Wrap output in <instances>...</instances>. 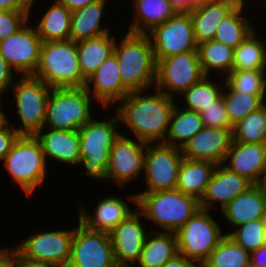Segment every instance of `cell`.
<instances>
[{"instance_id": "1", "label": "cell", "mask_w": 266, "mask_h": 267, "mask_svg": "<svg viewBox=\"0 0 266 267\" xmlns=\"http://www.w3.org/2000/svg\"><path fill=\"white\" fill-rule=\"evenodd\" d=\"M153 92H149V91ZM152 93V94H151ZM176 99L156 85L129 92L115 106L120 124L145 143H165Z\"/></svg>"}, {"instance_id": "2", "label": "cell", "mask_w": 266, "mask_h": 267, "mask_svg": "<svg viewBox=\"0 0 266 267\" xmlns=\"http://www.w3.org/2000/svg\"><path fill=\"white\" fill-rule=\"evenodd\" d=\"M125 32L114 47L123 87L132 92L155 85L157 61L149 35Z\"/></svg>"}, {"instance_id": "3", "label": "cell", "mask_w": 266, "mask_h": 267, "mask_svg": "<svg viewBox=\"0 0 266 267\" xmlns=\"http://www.w3.org/2000/svg\"><path fill=\"white\" fill-rule=\"evenodd\" d=\"M137 208L144 219L154 223L153 231L175 232L181 228L199 209V200L178 189L140 192ZM159 228H158V227Z\"/></svg>"}, {"instance_id": "4", "label": "cell", "mask_w": 266, "mask_h": 267, "mask_svg": "<svg viewBox=\"0 0 266 267\" xmlns=\"http://www.w3.org/2000/svg\"><path fill=\"white\" fill-rule=\"evenodd\" d=\"M117 113L108 119L97 120L93 117L78 130L81 159L78 164L83 165L86 175L98 184L107 181L106 167L109 161L110 149L115 140L122 133ZM117 127V128H116ZM100 180V181H99Z\"/></svg>"}, {"instance_id": "5", "label": "cell", "mask_w": 266, "mask_h": 267, "mask_svg": "<svg viewBox=\"0 0 266 267\" xmlns=\"http://www.w3.org/2000/svg\"><path fill=\"white\" fill-rule=\"evenodd\" d=\"M52 89L84 87L76 42L56 40L42 42L38 67L33 75Z\"/></svg>"}, {"instance_id": "6", "label": "cell", "mask_w": 266, "mask_h": 267, "mask_svg": "<svg viewBox=\"0 0 266 267\" xmlns=\"http://www.w3.org/2000/svg\"><path fill=\"white\" fill-rule=\"evenodd\" d=\"M48 163L39 141L31 135H20L3 161L13 184H17L28 197L45 185Z\"/></svg>"}, {"instance_id": "7", "label": "cell", "mask_w": 266, "mask_h": 267, "mask_svg": "<svg viewBox=\"0 0 266 267\" xmlns=\"http://www.w3.org/2000/svg\"><path fill=\"white\" fill-rule=\"evenodd\" d=\"M93 102L97 103L84 87L51 89L44 128L79 130L97 116L92 111Z\"/></svg>"}, {"instance_id": "8", "label": "cell", "mask_w": 266, "mask_h": 267, "mask_svg": "<svg viewBox=\"0 0 266 267\" xmlns=\"http://www.w3.org/2000/svg\"><path fill=\"white\" fill-rule=\"evenodd\" d=\"M18 77L10 93L13 94L20 126L14 127L16 124H11V121L9 125L20 135L34 136L44 127L47 100L52 88L33 75Z\"/></svg>"}, {"instance_id": "9", "label": "cell", "mask_w": 266, "mask_h": 267, "mask_svg": "<svg viewBox=\"0 0 266 267\" xmlns=\"http://www.w3.org/2000/svg\"><path fill=\"white\" fill-rule=\"evenodd\" d=\"M213 211L199 209L174 234L178 253L194 261L199 267L208 259L220 240L226 235Z\"/></svg>"}, {"instance_id": "10", "label": "cell", "mask_w": 266, "mask_h": 267, "mask_svg": "<svg viewBox=\"0 0 266 267\" xmlns=\"http://www.w3.org/2000/svg\"><path fill=\"white\" fill-rule=\"evenodd\" d=\"M181 148L165 143H147L144 158V190L156 192L176 189L183 160Z\"/></svg>"}, {"instance_id": "11", "label": "cell", "mask_w": 266, "mask_h": 267, "mask_svg": "<svg viewBox=\"0 0 266 267\" xmlns=\"http://www.w3.org/2000/svg\"><path fill=\"white\" fill-rule=\"evenodd\" d=\"M156 61L155 85L162 93L171 97H179L205 76L201 70L198 51L176 54Z\"/></svg>"}, {"instance_id": "12", "label": "cell", "mask_w": 266, "mask_h": 267, "mask_svg": "<svg viewBox=\"0 0 266 267\" xmlns=\"http://www.w3.org/2000/svg\"><path fill=\"white\" fill-rule=\"evenodd\" d=\"M124 134V135H123ZM147 143L121 133L110 149L106 167L107 180L119 189L136 181L144 171Z\"/></svg>"}, {"instance_id": "13", "label": "cell", "mask_w": 266, "mask_h": 267, "mask_svg": "<svg viewBox=\"0 0 266 267\" xmlns=\"http://www.w3.org/2000/svg\"><path fill=\"white\" fill-rule=\"evenodd\" d=\"M67 267H118L110 234L87 229L78 219Z\"/></svg>"}, {"instance_id": "14", "label": "cell", "mask_w": 266, "mask_h": 267, "mask_svg": "<svg viewBox=\"0 0 266 267\" xmlns=\"http://www.w3.org/2000/svg\"><path fill=\"white\" fill-rule=\"evenodd\" d=\"M156 60L197 51L190 13L178 12L148 33Z\"/></svg>"}, {"instance_id": "15", "label": "cell", "mask_w": 266, "mask_h": 267, "mask_svg": "<svg viewBox=\"0 0 266 267\" xmlns=\"http://www.w3.org/2000/svg\"><path fill=\"white\" fill-rule=\"evenodd\" d=\"M75 227L63 230L30 232L23 242L15 244L17 249L27 258L51 262L67 267L70 260L72 239Z\"/></svg>"}, {"instance_id": "16", "label": "cell", "mask_w": 266, "mask_h": 267, "mask_svg": "<svg viewBox=\"0 0 266 267\" xmlns=\"http://www.w3.org/2000/svg\"><path fill=\"white\" fill-rule=\"evenodd\" d=\"M41 45L42 40L34 24L28 21L17 33L0 41V54L17 76L34 75L39 64Z\"/></svg>"}, {"instance_id": "17", "label": "cell", "mask_w": 266, "mask_h": 267, "mask_svg": "<svg viewBox=\"0 0 266 267\" xmlns=\"http://www.w3.org/2000/svg\"><path fill=\"white\" fill-rule=\"evenodd\" d=\"M142 217V218H141ZM144 215L136 210L109 232L118 267H135L151 231L144 228Z\"/></svg>"}, {"instance_id": "18", "label": "cell", "mask_w": 266, "mask_h": 267, "mask_svg": "<svg viewBox=\"0 0 266 267\" xmlns=\"http://www.w3.org/2000/svg\"><path fill=\"white\" fill-rule=\"evenodd\" d=\"M102 198L103 199H99L97 205L94 206L93 214L91 212L89 213V210L84 207L85 204L79 201L78 219L87 229L109 233L136 210V208L130 205L134 203L133 206H137L136 193L129 194L126 197L130 202L125 199V197L123 199L122 196L118 194L117 196L108 194L106 197Z\"/></svg>"}, {"instance_id": "19", "label": "cell", "mask_w": 266, "mask_h": 267, "mask_svg": "<svg viewBox=\"0 0 266 267\" xmlns=\"http://www.w3.org/2000/svg\"><path fill=\"white\" fill-rule=\"evenodd\" d=\"M233 128L204 126L181 148L186 159L223 164L233 141Z\"/></svg>"}, {"instance_id": "20", "label": "cell", "mask_w": 266, "mask_h": 267, "mask_svg": "<svg viewBox=\"0 0 266 267\" xmlns=\"http://www.w3.org/2000/svg\"><path fill=\"white\" fill-rule=\"evenodd\" d=\"M84 88L105 111L129 92L123 87L115 54L108 57L87 79Z\"/></svg>"}, {"instance_id": "21", "label": "cell", "mask_w": 266, "mask_h": 267, "mask_svg": "<svg viewBox=\"0 0 266 267\" xmlns=\"http://www.w3.org/2000/svg\"><path fill=\"white\" fill-rule=\"evenodd\" d=\"M252 185L245 177L230 171L223 164H219L216 166L210 182L199 200L200 209L217 210L215 205L219 202L218 210L221 211L235 197L245 192Z\"/></svg>"}, {"instance_id": "22", "label": "cell", "mask_w": 266, "mask_h": 267, "mask_svg": "<svg viewBox=\"0 0 266 267\" xmlns=\"http://www.w3.org/2000/svg\"><path fill=\"white\" fill-rule=\"evenodd\" d=\"M223 165L252 184H260L266 174V144L232 141Z\"/></svg>"}, {"instance_id": "23", "label": "cell", "mask_w": 266, "mask_h": 267, "mask_svg": "<svg viewBox=\"0 0 266 267\" xmlns=\"http://www.w3.org/2000/svg\"><path fill=\"white\" fill-rule=\"evenodd\" d=\"M34 136L41 145L46 162L53 159L65 166L77 167L81 159L78 130H56L43 127Z\"/></svg>"}, {"instance_id": "24", "label": "cell", "mask_w": 266, "mask_h": 267, "mask_svg": "<svg viewBox=\"0 0 266 267\" xmlns=\"http://www.w3.org/2000/svg\"><path fill=\"white\" fill-rule=\"evenodd\" d=\"M266 208V195L260 184H253L245 192L235 197L220 213L229 226L262 219Z\"/></svg>"}, {"instance_id": "25", "label": "cell", "mask_w": 266, "mask_h": 267, "mask_svg": "<svg viewBox=\"0 0 266 267\" xmlns=\"http://www.w3.org/2000/svg\"><path fill=\"white\" fill-rule=\"evenodd\" d=\"M242 1L202 2L190 12L197 45L214 39L217 26Z\"/></svg>"}, {"instance_id": "26", "label": "cell", "mask_w": 266, "mask_h": 267, "mask_svg": "<svg viewBox=\"0 0 266 267\" xmlns=\"http://www.w3.org/2000/svg\"><path fill=\"white\" fill-rule=\"evenodd\" d=\"M107 2L108 0H98L71 12L69 35L71 41L78 42L110 33L113 28L102 27L105 9L109 4Z\"/></svg>"}, {"instance_id": "27", "label": "cell", "mask_w": 266, "mask_h": 267, "mask_svg": "<svg viewBox=\"0 0 266 267\" xmlns=\"http://www.w3.org/2000/svg\"><path fill=\"white\" fill-rule=\"evenodd\" d=\"M131 2L134 15L126 31L136 34H148L156 26L178 13L170 0H132Z\"/></svg>"}, {"instance_id": "28", "label": "cell", "mask_w": 266, "mask_h": 267, "mask_svg": "<svg viewBox=\"0 0 266 267\" xmlns=\"http://www.w3.org/2000/svg\"><path fill=\"white\" fill-rule=\"evenodd\" d=\"M115 44L116 38L111 33L76 42L80 71L85 79L114 54Z\"/></svg>"}, {"instance_id": "29", "label": "cell", "mask_w": 266, "mask_h": 267, "mask_svg": "<svg viewBox=\"0 0 266 267\" xmlns=\"http://www.w3.org/2000/svg\"><path fill=\"white\" fill-rule=\"evenodd\" d=\"M216 166L215 163L209 161L183 158L176 189L200 200Z\"/></svg>"}, {"instance_id": "30", "label": "cell", "mask_w": 266, "mask_h": 267, "mask_svg": "<svg viewBox=\"0 0 266 267\" xmlns=\"http://www.w3.org/2000/svg\"><path fill=\"white\" fill-rule=\"evenodd\" d=\"M247 2L248 0L242 1L221 21L213 40L235 49L250 33L256 30L254 27L256 25L252 23L254 19L250 21V17L246 14L248 13L246 5H249Z\"/></svg>"}, {"instance_id": "31", "label": "cell", "mask_w": 266, "mask_h": 267, "mask_svg": "<svg viewBox=\"0 0 266 267\" xmlns=\"http://www.w3.org/2000/svg\"><path fill=\"white\" fill-rule=\"evenodd\" d=\"M149 230L151 232L143 245L136 266L162 267L178 254L175 234L174 232L153 231L151 228Z\"/></svg>"}, {"instance_id": "32", "label": "cell", "mask_w": 266, "mask_h": 267, "mask_svg": "<svg viewBox=\"0 0 266 267\" xmlns=\"http://www.w3.org/2000/svg\"><path fill=\"white\" fill-rule=\"evenodd\" d=\"M53 1L45 12L41 11L38 23H33L42 42L69 40L71 11L59 0Z\"/></svg>"}, {"instance_id": "33", "label": "cell", "mask_w": 266, "mask_h": 267, "mask_svg": "<svg viewBox=\"0 0 266 267\" xmlns=\"http://www.w3.org/2000/svg\"><path fill=\"white\" fill-rule=\"evenodd\" d=\"M203 127L200 113L186 110L176 102L171 114L165 144L182 148Z\"/></svg>"}, {"instance_id": "34", "label": "cell", "mask_w": 266, "mask_h": 267, "mask_svg": "<svg viewBox=\"0 0 266 267\" xmlns=\"http://www.w3.org/2000/svg\"><path fill=\"white\" fill-rule=\"evenodd\" d=\"M215 77L217 76L214 75L211 77V75H205L193 86L184 91L180 95L181 97L178 98L183 102V106L181 105V107L200 113L204 108L212 105L222 95L225 86L224 77H220L221 80L219 78L218 83Z\"/></svg>"}, {"instance_id": "35", "label": "cell", "mask_w": 266, "mask_h": 267, "mask_svg": "<svg viewBox=\"0 0 266 267\" xmlns=\"http://www.w3.org/2000/svg\"><path fill=\"white\" fill-rule=\"evenodd\" d=\"M200 66L204 75L225 77L232 70L234 48L215 40L203 42L198 45ZM220 72V73H219ZM220 74V75H219Z\"/></svg>"}, {"instance_id": "36", "label": "cell", "mask_w": 266, "mask_h": 267, "mask_svg": "<svg viewBox=\"0 0 266 267\" xmlns=\"http://www.w3.org/2000/svg\"><path fill=\"white\" fill-rule=\"evenodd\" d=\"M258 30L234 49L232 70L266 69V41L258 37Z\"/></svg>"}, {"instance_id": "37", "label": "cell", "mask_w": 266, "mask_h": 267, "mask_svg": "<svg viewBox=\"0 0 266 267\" xmlns=\"http://www.w3.org/2000/svg\"><path fill=\"white\" fill-rule=\"evenodd\" d=\"M230 125L233 127L249 113L266 103V95H251L233 90L226 82L222 93Z\"/></svg>"}, {"instance_id": "38", "label": "cell", "mask_w": 266, "mask_h": 267, "mask_svg": "<svg viewBox=\"0 0 266 267\" xmlns=\"http://www.w3.org/2000/svg\"><path fill=\"white\" fill-rule=\"evenodd\" d=\"M250 252L225 235L201 267H249Z\"/></svg>"}, {"instance_id": "39", "label": "cell", "mask_w": 266, "mask_h": 267, "mask_svg": "<svg viewBox=\"0 0 266 267\" xmlns=\"http://www.w3.org/2000/svg\"><path fill=\"white\" fill-rule=\"evenodd\" d=\"M233 141L266 144V104L233 126Z\"/></svg>"}, {"instance_id": "40", "label": "cell", "mask_w": 266, "mask_h": 267, "mask_svg": "<svg viewBox=\"0 0 266 267\" xmlns=\"http://www.w3.org/2000/svg\"><path fill=\"white\" fill-rule=\"evenodd\" d=\"M224 80L235 91L266 95V69L231 70Z\"/></svg>"}, {"instance_id": "41", "label": "cell", "mask_w": 266, "mask_h": 267, "mask_svg": "<svg viewBox=\"0 0 266 267\" xmlns=\"http://www.w3.org/2000/svg\"><path fill=\"white\" fill-rule=\"evenodd\" d=\"M225 234L249 252L266 245V228L262 219L239 225Z\"/></svg>"}, {"instance_id": "42", "label": "cell", "mask_w": 266, "mask_h": 267, "mask_svg": "<svg viewBox=\"0 0 266 267\" xmlns=\"http://www.w3.org/2000/svg\"><path fill=\"white\" fill-rule=\"evenodd\" d=\"M30 20V11L0 10V41L17 33Z\"/></svg>"}, {"instance_id": "43", "label": "cell", "mask_w": 266, "mask_h": 267, "mask_svg": "<svg viewBox=\"0 0 266 267\" xmlns=\"http://www.w3.org/2000/svg\"><path fill=\"white\" fill-rule=\"evenodd\" d=\"M204 126L213 128H233L230 125L223 96L200 112Z\"/></svg>"}, {"instance_id": "44", "label": "cell", "mask_w": 266, "mask_h": 267, "mask_svg": "<svg viewBox=\"0 0 266 267\" xmlns=\"http://www.w3.org/2000/svg\"><path fill=\"white\" fill-rule=\"evenodd\" d=\"M0 54V100L3 96L10 95V89L13 86L16 77L15 72ZM9 91V92H8Z\"/></svg>"}, {"instance_id": "45", "label": "cell", "mask_w": 266, "mask_h": 267, "mask_svg": "<svg viewBox=\"0 0 266 267\" xmlns=\"http://www.w3.org/2000/svg\"><path fill=\"white\" fill-rule=\"evenodd\" d=\"M19 136L20 134L11 125L0 133V163L4 161Z\"/></svg>"}, {"instance_id": "46", "label": "cell", "mask_w": 266, "mask_h": 267, "mask_svg": "<svg viewBox=\"0 0 266 267\" xmlns=\"http://www.w3.org/2000/svg\"><path fill=\"white\" fill-rule=\"evenodd\" d=\"M35 1L38 0H0V10L30 11V18H32L34 3L37 4Z\"/></svg>"}, {"instance_id": "47", "label": "cell", "mask_w": 266, "mask_h": 267, "mask_svg": "<svg viewBox=\"0 0 266 267\" xmlns=\"http://www.w3.org/2000/svg\"><path fill=\"white\" fill-rule=\"evenodd\" d=\"M0 267H18V249L12 247L0 248Z\"/></svg>"}, {"instance_id": "48", "label": "cell", "mask_w": 266, "mask_h": 267, "mask_svg": "<svg viewBox=\"0 0 266 267\" xmlns=\"http://www.w3.org/2000/svg\"><path fill=\"white\" fill-rule=\"evenodd\" d=\"M18 267H62V266L51 262L38 261L27 258L18 250Z\"/></svg>"}, {"instance_id": "49", "label": "cell", "mask_w": 266, "mask_h": 267, "mask_svg": "<svg viewBox=\"0 0 266 267\" xmlns=\"http://www.w3.org/2000/svg\"><path fill=\"white\" fill-rule=\"evenodd\" d=\"M162 267H199L194 261L178 253Z\"/></svg>"}, {"instance_id": "50", "label": "cell", "mask_w": 266, "mask_h": 267, "mask_svg": "<svg viewBox=\"0 0 266 267\" xmlns=\"http://www.w3.org/2000/svg\"><path fill=\"white\" fill-rule=\"evenodd\" d=\"M250 265L266 267V245L250 252Z\"/></svg>"}, {"instance_id": "51", "label": "cell", "mask_w": 266, "mask_h": 267, "mask_svg": "<svg viewBox=\"0 0 266 267\" xmlns=\"http://www.w3.org/2000/svg\"><path fill=\"white\" fill-rule=\"evenodd\" d=\"M177 12L190 13L198 4L197 0H170Z\"/></svg>"}, {"instance_id": "52", "label": "cell", "mask_w": 266, "mask_h": 267, "mask_svg": "<svg viewBox=\"0 0 266 267\" xmlns=\"http://www.w3.org/2000/svg\"><path fill=\"white\" fill-rule=\"evenodd\" d=\"M63 5H65L71 12L84 8L89 3L98 1V0H59Z\"/></svg>"}, {"instance_id": "53", "label": "cell", "mask_w": 266, "mask_h": 267, "mask_svg": "<svg viewBox=\"0 0 266 267\" xmlns=\"http://www.w3.org/2000/svg\"><path fill=\"white\" fill-rule=\"evenodd\" d=\"M3 102L0 100V133L4 131L9 126L8 114L4 112V108L2 106Z\"/></svg>"}, {"instance_id": "54", "label": "cell", "mask_w": 266, "mask_h": 267, "mask_svg": "<svg viewBox=\"0 0 266 267\" xmlns=\"http://www.w3.org/2000/svg\"><path fill=\"white\" fill-rule=\"evenodd\" d=\"M213 1L225 2V1H244V0H197L198 4L202 2H213Z\"/></svg>"}, {"instance_id": "55", "label": "cell", "mask_w": 266, "mask_h": 267, "mask_svg": "<svg viewBox=\"0 0 266 267\" xmlns=\"http://www.w3.org/2000/svg\"><path fill=\"white\" fill-rule=\"evenodd\" d=\"M260 185L262 186V188H263V190H264V192H265V195H266V174H265V176L263 177V179H262Z\"/></svg>"}, {"instance_id": "56", "label": "cell", "mask_w": 266, "mask_h": 267, "mask_svg": "<svg viewBox=\"0 0 266 267\" xmlns=\"http://www.w3.org/2000/svg\"><path fill=\"white\" fill-rule=\"evenodd\" d=\"M262 220H263V223H264L265 228H266V208H265V212L263 214Z\"/></svg>"}, {"instance_id": "57", "label": "cell", "mask_w": 266, "mask_h": 267, "mask_svg": "<svg viewBox=\"0 0 266 267\" xmlns=\"http://www.w3.org/2000/svg\"><path fill=\"white\" fill-rule=\"evenodd\" d=\"M261 2H264V4H263V5H265V6H266V4H265V3H266V0H265V1H264V0H261Z\"/></svg>"}]
</instances>
